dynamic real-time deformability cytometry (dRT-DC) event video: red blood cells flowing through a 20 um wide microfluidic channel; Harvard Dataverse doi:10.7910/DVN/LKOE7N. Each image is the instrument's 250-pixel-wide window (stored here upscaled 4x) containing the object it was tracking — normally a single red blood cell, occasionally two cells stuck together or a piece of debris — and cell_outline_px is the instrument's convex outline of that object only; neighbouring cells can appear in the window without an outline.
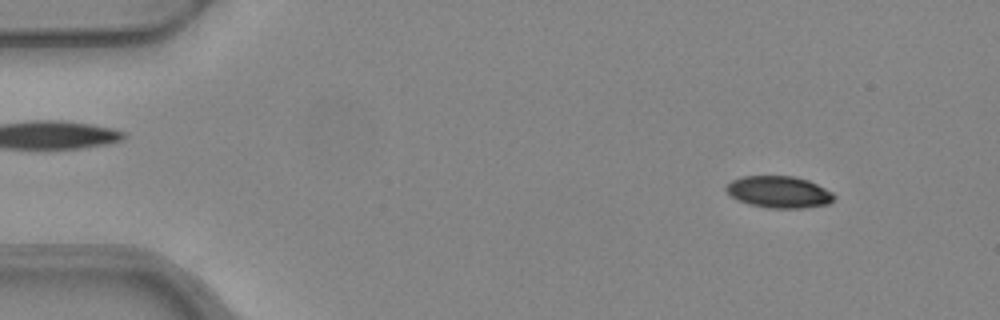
{"species": "common noctule bat (a hibernating species)", "species_latin": "Nyctalus noctula", "temperature_condition": "warm", "stored_images_in_passage": 48, "camera_frame_rate_fps": 3000, "um_per_image_px": 0.085, "animal": {"sex": "female", "body_mass_g": 24.6, "forearm_length_mm": 56.2}, "frame": {"image": 1, "passage_image": 2, "time_ms": 0.333, "image_size_px": [1000, 320], "cell_outline_px": [[836, 196], [828, 204], [804, 208], [768, 208], [748, 204], [732, 196], [724, 188], [732, 180], [744, 176], [796, 176], [808, 180], [832, 192]], "centroid_in_image_um": [66.22, 16.32], "position_along_channel_um": 18.8, "area_um2": 19.88}}
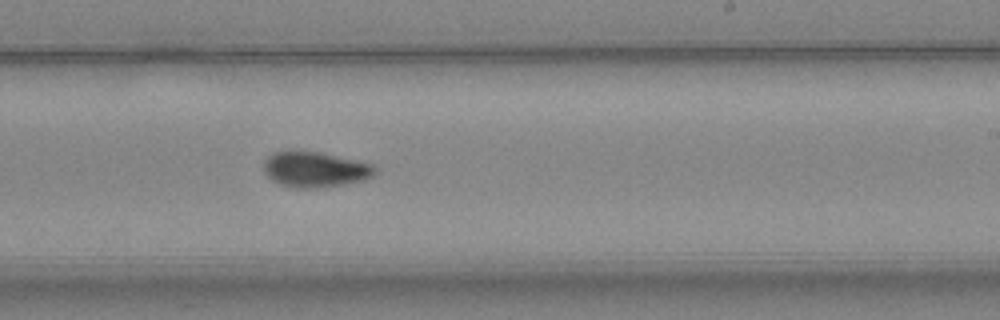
{"frame": {"image": 2, "passage_image": 28, "time_ms": 9.0, "image_size_px": [1000, 320], "cell_outline_px": [[380, 168], [372, 176], [364, 180], [344, 184], [316, 188], [292, 188], [280, 184], [272, 180], [264, 172], [264, 160], [272, 152], [288, 148], [292, 148], [320, 152], [372, 164]], "centroid_in_image_um": [26.74, 14.37], "position_along_channel_um": 262.3, "area_um2": 23.64}}
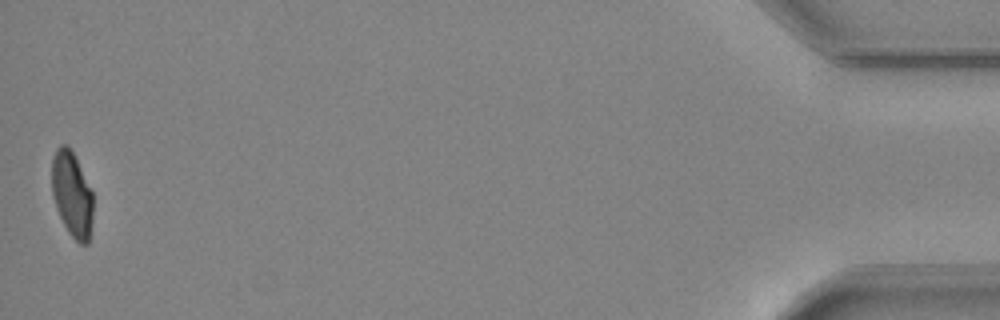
{"frame": {"image": 3, "passage_image": 48, "time_ms": 15.667, "image_size_px": [1000, 320], "cell_outline_px": [[92, 220], [88, 244], [80, 244], [68, 232], [56, 208], [52, 196], [52, 160], [56, 148], [60, 144], [68, 144], [92, 192]], "centroid_in_image_um": [6.1, 16.52], "position_along_channel_um": 429.1, "area_um2": 20.23}, "authors_computed_cell_mechanics": {"area_um2": 22.1663, "velocity_mm_per_s": 3.9647, "shape_relaxation_time_tau1_ms": 5.3088, "shape_relaxation_time_tau2_ms": 3.5324, "deformation_change_tau1": 0.163, "deformation_change_tau2": 0.0758}}